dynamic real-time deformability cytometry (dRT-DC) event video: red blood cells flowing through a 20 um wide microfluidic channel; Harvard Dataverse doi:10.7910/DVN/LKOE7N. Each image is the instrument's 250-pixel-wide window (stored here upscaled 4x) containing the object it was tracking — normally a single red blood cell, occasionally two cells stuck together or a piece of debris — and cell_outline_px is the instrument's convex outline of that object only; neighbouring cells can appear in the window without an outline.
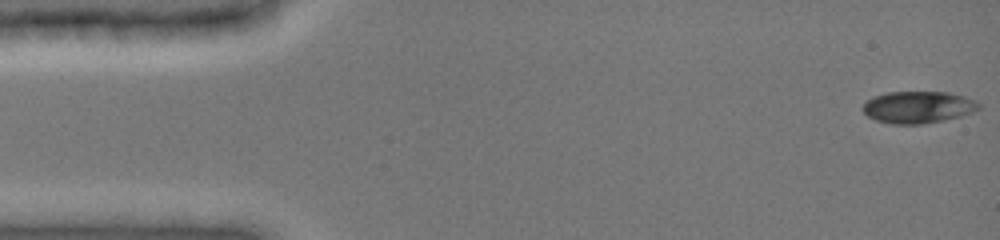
{"species": "common noctule bat (a hibernating species)", "species_latin": "Nyctalus noctula", "temperature_condition": "cold", "stored_images_in_passage": 48, "camera_frame_rate_fps": 3000, "um_per_image_px": 0.085, "animal": {"sex": "female", "body_mass_g": 19.0, "forearm_length_mm": 51.5}, "frame": {"image": 1, "passage_image": 1, "time_ms": 0.0, "image_size_px": [1000, 240], "cell_outline_px": [[980, 108], [972, 112], [960, 116], [944, 120], [920, 124], [892, 124], [876, 120], [868, 116], [860, 108], [872, 96], [888, 92], [948, 92], [964, 96], [976, 100], [980, 104]], "centroid_in_image_um": [78.03, 9.1], "position_along_channel_um": 7.0, "area_um2": 21.62}}
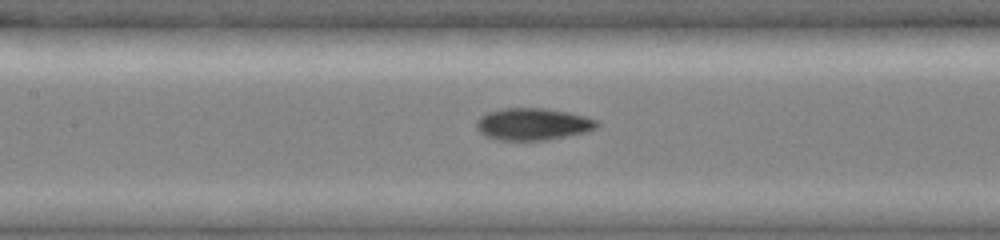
{"frame": {"image": 2, "passage_image": 22, "time_ms": 7.0, "image_size_px": [1000, 240], "cell_outline_px": [[600, 124], [596, 128], [584, 132], [544, 140], [500, 140], [484, 136], [476, 128], [476, 120], [480, 116], [488, 112], [504, 108], [544, 108], [568, 112], [584, 116], [596, 120]], "centroid_in_image_um": [45.25, 10.54], "position_along_channel_um": 162.2, "area_um2": 22.37}}
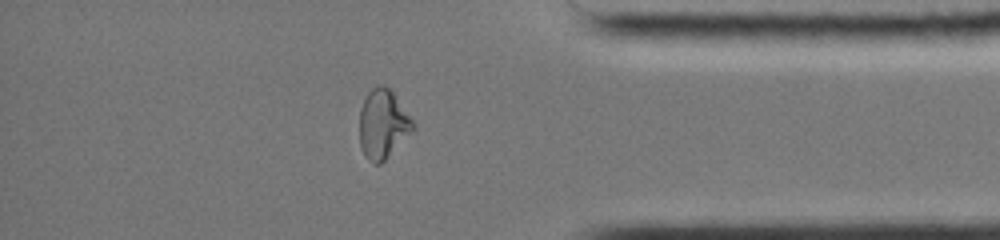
{"frame": {"image": 3, "passage_image": 41, "time_ms": 13.333, "image_size_px": [1000, 240], "cell_outline_px": [[416, 128], [380, 164], [372, 164], [368, 160], [360, 144], [360, 108], [368, 92], [376, 84], [384, 84], [392, 92], [416, 124]], "centroid_in_image_um": [32.55, 10.54], "position_along_channel_um": 402.6, "area_um2": 21.39}, "authors_computed_cell_mechanics": {"area_um2": 21.6172, "velocity_mm_per_s": 3.9429, "shape_relaxation_time_tau1_ms": null, "shape_relaxation_time_tau2_ms": 0.9869, "deformation_change_tau1": null, "deformation_change_tau2": 0.0373}}